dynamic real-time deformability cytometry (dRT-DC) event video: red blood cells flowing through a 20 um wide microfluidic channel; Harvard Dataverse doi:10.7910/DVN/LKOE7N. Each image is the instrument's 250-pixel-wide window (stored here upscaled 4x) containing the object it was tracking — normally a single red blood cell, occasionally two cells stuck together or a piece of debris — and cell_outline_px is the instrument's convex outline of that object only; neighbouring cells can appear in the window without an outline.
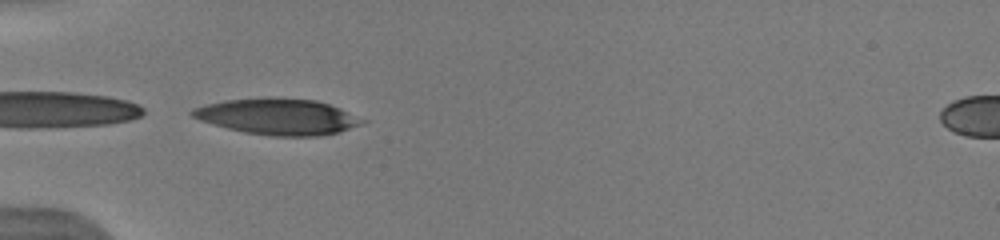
{"species": "human", "species_latin": "Homo sapiens", "temperature_condition": "warm", "stored_images_in_passage": 9, "camera_frame_rate_fps": 3000, "um_per_image_px": 0.085, "donor": {"sex": "male"}, "frame": {"image": 1, "passage_image": 1, "time_ms": 0.0, "image_size_px": [1000, 240], "cell_outline_px": [[368, 120], [360, 124], [340, 132], [320, 136], [272, 136], [244, 132], [228, 128], [200, 120], [192, 116], [188, 112], [192, 108], [204, 104], [224, 100], [268, 96], [316, 100], [340, 108]], "centroid_in_image_um": [23.6, 9.89], "position_along_channel_um": 61.4, "area_um2": 36.07}}